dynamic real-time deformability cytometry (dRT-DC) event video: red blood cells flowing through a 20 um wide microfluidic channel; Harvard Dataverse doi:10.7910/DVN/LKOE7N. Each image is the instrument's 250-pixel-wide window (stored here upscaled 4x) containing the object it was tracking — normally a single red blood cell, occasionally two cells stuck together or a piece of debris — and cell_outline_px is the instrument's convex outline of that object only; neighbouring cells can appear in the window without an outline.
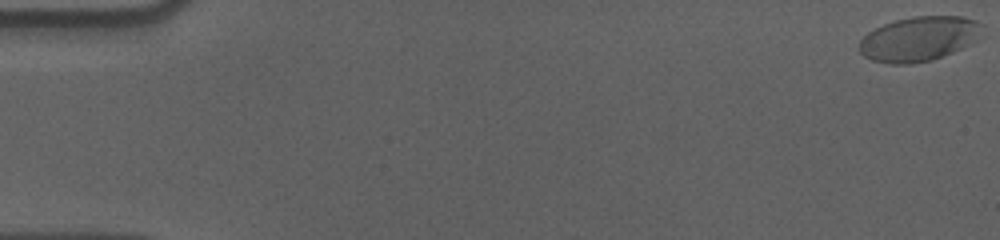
{"species": "human", "species_latin": "Homo sapiens", "temperature_condition": "cold", "stored_images_in_passage": 58, "camera_frame_rate_fps": 3000, "um_per_image_px": 0.085, "donor": {"sex": "male"}, "frame": {"image": 1, "passage_image": 1, "time_ms": 0.0, "image_size_px": [1000, 240], "cell_outline_px": [[984, 24], [968, 44], [952, 52], [932, 60], [912, 64], [892, 64], [872, 60], [864, 56], [860, 52], [860, 40], [868, 32], [884, 24], [896, 20], [916, 16], [964, 16], [976, 20]], "centroid_in_image_um": [78.06, 3.3], "position_along_channel_um": 6.9, "area_um2": 31.44}}
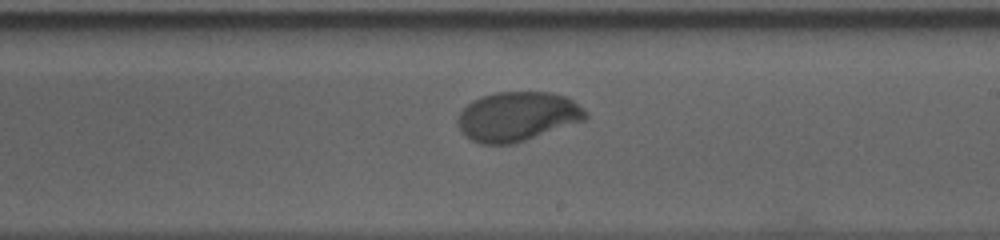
{"frame": {"image": 2, "passage_image": 35, "time_ms": 11.333, "image_size_px": [1000, 240], "cell_outline_px": [[588, 116], [584, 120], [516, 144], [480, 144], [464, 136], [460, 132], [456, 124], [456, 120], [460, 112], [472, 100], [480, 96], [496, 92], [548, 92], [568, 96], [584, 108], [588, 112]], "centroid_in_image_um": [43.96, 9.9], "position_along_channel_um": 245.0, "area_um2": 37.28}}
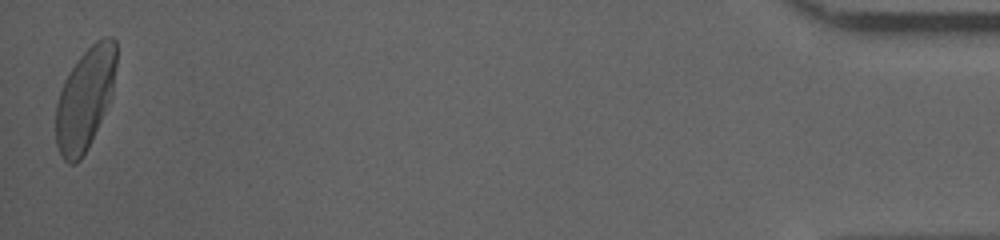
{"frame": {"image": 3, "passage_image": 58, "time_ms": 19.0, "image_size_px": [1000, 240], "cell_outline_px": [[116, 64], [112, 92], [108, 104], [88, 148], [80, 160], [72, 164], [68, 164], [60, 156], [56, 144], [56, 104], [64, 80], [80, 56], [96, 40], [104, 36], [112, 36], [116, 40]], "centroid_in_image_um": [7.22, 8.4], "position_along_channel_um": 428.0, "area_um2": 35.78}, "authors_computed_cell_mechanics": {"area_um2": 35.5759, "velocity_mm_per_s": 3.5517, "shape_relaxation_time_tau1_ms": 3.2561, "shape_relaxation_time_tau2_ms": null, "deformation_change_tau1": 0.156, "deformation_change_tau2": null}}